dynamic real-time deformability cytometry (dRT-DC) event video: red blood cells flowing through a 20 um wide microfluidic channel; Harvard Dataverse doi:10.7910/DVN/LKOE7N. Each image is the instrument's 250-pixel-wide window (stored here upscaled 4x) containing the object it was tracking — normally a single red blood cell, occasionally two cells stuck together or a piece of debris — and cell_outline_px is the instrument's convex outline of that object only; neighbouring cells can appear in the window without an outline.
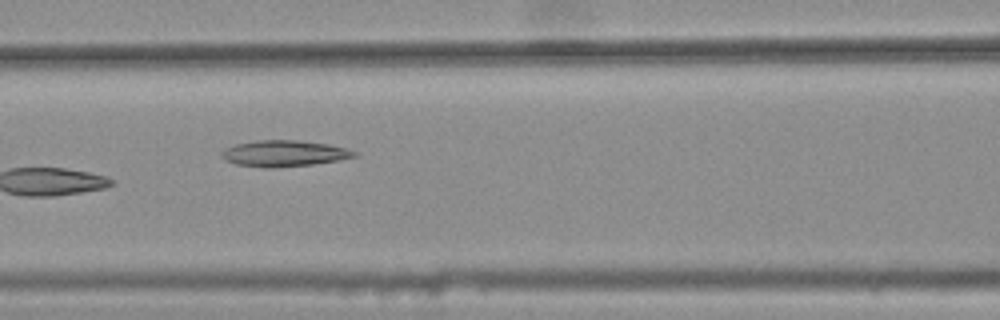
{"species": "common noctule bat (a hibernating species)", "species_latin": "Nyctalus noctula", "temperature_condition": "warm", "stored_images_in_passage": 9, "camera_frame_rate_fps": 3000, "um_per_image_px": 0.085, "animal": {"sex": "female", "body_mass_g": 25.1}, "frame": {"image": 1, "passage_image": 6, "time_ms": 1.667, "image_size_px": [1000, 320], "cell_outline_px": [[360, 156], [340, 160], [312, 164], [272, 168], [264, 168], [236, 164], [224, 160], [220, 156], [220, 152], [224, 148], [236, 144], [256, 140], [296, 140], [328, 144], [348, 148], [356, 152]], "centroid_in_image_um": [24.14, 13.04], "position_along_channel_um": 142.5, "area_um2": 20.46}}
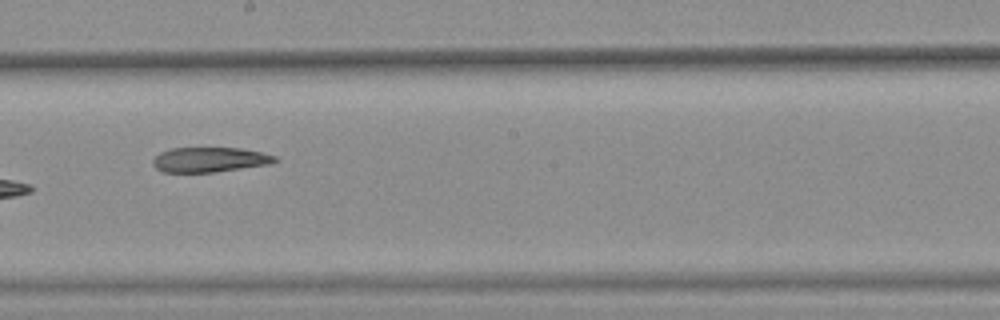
{"frame": {"image": 2, "passage_image": 8, "time_ms": 2.333, "image_size_px": [1000, 320], "cell_outline_px": [[280, 160], [272, 164], [216, 172], [164, 172], [156, 168], [152, 164], [152, 160], [160, 152], [172, 148], [240, 148], [260, 152], [276, 156]], "centroid_in_image_um": [17.85, 13.57], "position_along_channel_um": 230.3, "area_um2": 17.8}}
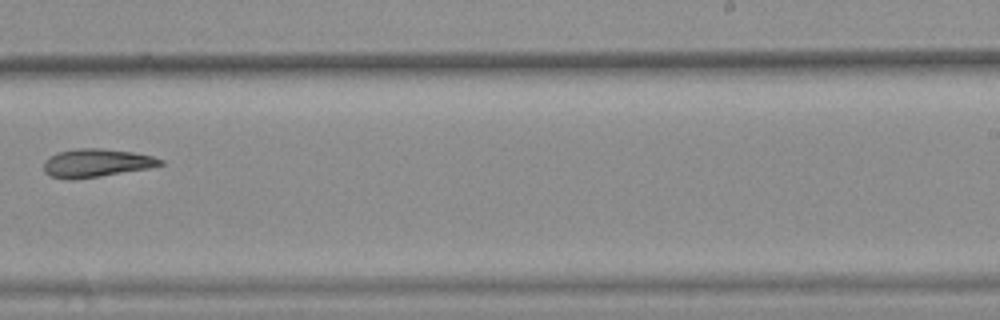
{"frame": {"image": 3, "passage_image": 9, "time_ms": 2.667, "image_size_px": [1000, 320], "cell_outline_px": [[164, 164], [148, 168], [100, 176], [72, 180], [52, 176], [44, 172], [44, 164], [52, 156], [60, 152], [76, 148], [100, 148], [132, 152], [152, 156], [164, 160]], "centroid_in_image_um": [8.22, 13.85], "position_along_channel_um": 280.8, "area_um2": 18.84}}